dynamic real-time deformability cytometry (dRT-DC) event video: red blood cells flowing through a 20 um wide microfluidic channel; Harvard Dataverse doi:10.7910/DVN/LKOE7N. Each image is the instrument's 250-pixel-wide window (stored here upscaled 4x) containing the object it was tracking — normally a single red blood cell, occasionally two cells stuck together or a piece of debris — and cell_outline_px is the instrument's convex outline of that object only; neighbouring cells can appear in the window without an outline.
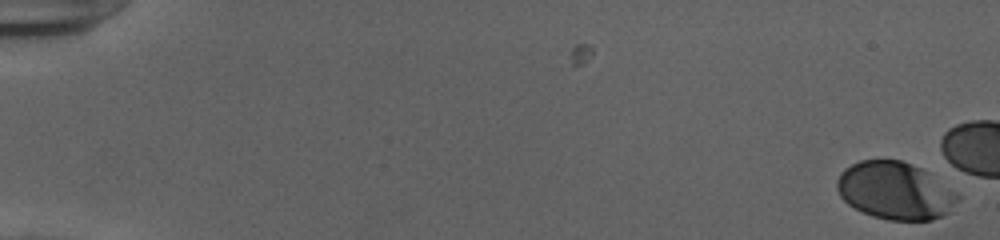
{"species": "human", "species_latin": "Homo sapiens", "temperature_condition": "cold", "stored_images_in_passage": 23, "camera_frame_rate_fps": 3000, "um_per_image_px": 0.085, "donor": {"sex": "female"}, "frame": {"image": 1, "passage_image": 1, "time_ms": 0.0, "image_size_px": [1000, 240], "cell_outline_px": [[960, 200], [952, 212], [944, 216], [932, 220], [888, 220], [872, 216], [848, 204], [840, 196], [836, 188], [836, 180], [840, 172], [844, 168], [860, 160], [900, 160], [912, 164], [928, 172], [956, 192], [960, 196]], "centroid_in_image_um": [76.11, 16.22], "position_along_channel_um": 8.9, "area_um2": 40.75}}